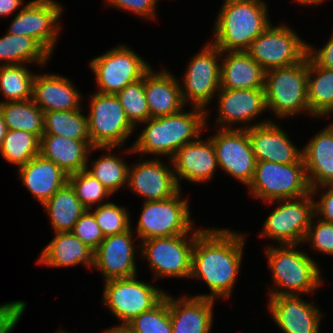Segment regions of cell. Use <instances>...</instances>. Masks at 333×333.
<instances>
[{
    "instance_id": "f1b7e54d",
    "label": "cell",
    "mask_w": 333,
    "mask_h": 333,
    "mask_svg": "<svg viewBox=\"0 0 333 333\" xmlns=\"http://www.w3.org/2000/svg\"><path fill=\"white\" fill-rule=\"evenodd\" d=\"M220 88L264 89L265 70L246 51H223Z\"/></svg>"
},
{
    "instance_id": "ac0fdd59",
    "label": "cell",
    "mask_w": 333,
    "mask_h": 333,
    "mask_svg": "<svg viewBox=\"0 0 333 333\" xmlns=\"http://www.w3.org/2000/svg\"><path fill=\"white\" fill-rule=\"evenodd\" d=\"M133 234L134 232L130 228L121 234L105 236L95 250L94 269L101 271L105 281L129 278L138 274L136 273V258L140 252L136 255L135 251H140V246L134 245Z\"/></svg>"
},
{
    "instance_id": "9a60e30c",
    "label": "cell",
    "mask_w": 333,
    "mask_h": 333,
    "mask_svg": "<svg viewBox=\"0 0 333 333\" xmlns=\"http://www.w3.org/2000/svg\"><path fill=\"white\" fill-rule=\"evenodd\" d=\"M212 139L218 166L228 175L248 187L256 167V157L246 129H221Z\"/></svg>"
},
{
    "instance_id": "d6a6232c",
    "label": "cell",
    "mask_w": 333,
    "mask_h": 333,
    "mask_svg": "<svg viewBox=\"0 0 333 333\" xmlns=\"http://www.w3.org/2000/svg\"><path fill=\"white\" fill-rule=\"evenodd\" d=\"M51 55L32 37L6 33L0 37V65L36 63L45 66Z\"/></svg>"
},
{
    "instance_id": "5b68a950",
    "label": "cell",
    "mask_w": 333,
    "mask_h": 333,
    "mask_svg": "<svg viewBox=\"0 0 333 333\" xmlns=\"http://www.w3.org/2000/svg\"><path fill=\"white\" fill-rule=\"evenodd\" d=\"M194 228L190 235L157 237L138 243L140 254L150 266L154 281L158 278H190L195 238L204 230ZM189 237V238H188ZM188 238V239H187Z\"/></svg>"
},
{
    "instance_id": "f35d334b",
    "label": "cell",
    "mask_w": 333,
    "mask_h": 333,
    "mask_svg": "<svg viewBox=\"0 0 333 333\" xmlns=\"http://www.w3.org/2000/svg\"><path fill=\"white\" fill-rule=\"evenodd\" d=\"M0 154L7 162L20 167L40 154V138L23 130H7Z\"/></svg>"
},
{
    "instance_id": "db71d44e",
    "label": "cell",
    "mask_w": 333,
    "mask_h": 333,
    "mask_svg": "<svg viewBox=\"0 0 333 333\" xmlns=\"http://www.w3.org/2000/svg\"><path fill=\"white\" fill-rule=\"evenodd\" d=\"M300 5H319V4H324L323 2H325L326 0H296Z\"/></svg>"
},
{
    "instance_id": "c3c4849f",
    "label": "cell",
    "mask_w": 333,
    "mask_h": 333,
    "mask_svg": "<svg viewBox=\"0 0 333 333\" xmlns=\"http://www.w3.org/2000/svg\"><path fill=\"white\" fill-rule=\"evenodd\" d=\"M327 189L324 192L319 191ZM317 192L320 193V199L314 200L315 202V217H318L320 220L333 223V188L329 185L318 186L311 188V193L316 196ZM322 194V195H321Z\"/></svg>"
},
{
    "instance_id": "83f0119b",
    "label": "cell",
    "mask_w": 333,
    "mask_h": 333,
    "mask_svg": "<svg viewBox=\"0 0 333 333\" xmlns=\"http://www.w3.org/2000/svg\"><path fill=\"white\" fill-rule=\"evenodd\" d=\"M311 188L333 182V123L321 129L302 149Z\"/></svg>"
},
{
    "instance_id": "f5cc1de1",
    "label": "cell",
    "mask_w": 333,
    "mask_h": 333,
    "mask_svg": "<svg viewBox=\"0 0 333 333\" xmlns=\"http://www.w3.org/2000/svg\"><path fill=\"white\" fill-rule=\"evenodd\" d=\"M6 131H7L6 124L4 122V118L2 116V113L0 112V147H1L2 142L4 140Z\"/></svg>"
},
{
    "instance_id": "2e32d148",
    "label": "cell",
    "mask_w": 333,
    "mask_h": 333,
    "mask_svg": "<svg viewBox=\"0 0 333 333\" xmlns=\"http://www.w3.org/2000/svg\"><path fill=\"white\" fill-rule=\"evenodd\" d=\"M218 100V113L214 127L221 129H234L235 123L243 126L237 129H248L255 125H260L271 121L254 122L260 114L266 112V99L264 89H223L220 88L216 94ZM248 123V124H247ZM233 124V125H232ZM247 124V125H246ZM249 125V126H248Z\"/></svg>"
},
{
    "instance_id": "74e56055",
    "label": "cell",
    "mask_w": 333,
    "mask_h": 333,
    "mask_svg": "<svg viewBox=\"0 0 333 333\" xmlns=\"http://www.w3.org/2000/svg\"><path fill=\"white\" fill-rule=\"evenodd\" d=\"M34 77L25 64L0 65V93L5 102L32 99Z\"/></svg>"
},
{
    "instance_id": "ee69618b",
    "label": "cell",
    "mask_w": 333,
    "mask_h": 333,
    "mask_svg": "<svg viewBox=\"0 0 333 333\" xmlns=\"http://www.w3.org/2000/svg\"><path fill=\"white\" fill-rule=\"evenodd\" d=\"M313 217L304 239V244L309 242L316 252L333 256V223L325 222ZM317 222V223H316Z\"/></svg>"
},
{
    "instance_id": "ffe728a7",
    "label": "cell",
    "mask_w": 333,
    "mask_h": 333,
    "mask_svg": "<svg viewBox=\"0 0 333 333\" xmlns=\"http://www.w3.org/2000/svg\"><path fill=\"white\" fill-rule=\"evenodd\" d=\"M172 161L175 178L181 189L180 180L192 183H206L214 178L218 161L212 139L208 137L205 141L201 136L181 147Z\"/></svg>"
},
{
    "instance_id": "8fae6325",
    "label": "cell",
    "mask_w": 333,
    "mask_h": 333,
    "mask_svg": "<svg viewBox=\"0 0 333 333\" xmlns=\"http://www.w3.org/2000/svg\"><path fill=\"white\" fill-rule=\"evenodd\" d=\"M137 275L129 278L106 280L102 295L103 305L111 314L126 325L134 317L154 307L166 294L156 285L137 280Z\"/></svg>"
},
{
    "instance_id": "5bb4252c",
    "label": "cell",
    "mask_w": 333,
    "mask_h": 333,
    "mask_svg": "<svg viewBox=\"0 0 333 333\" xmlns=\"http://www.w3.org/2000/svg\"><path fill=\"white\" fill-rule=\"evenodd\" d=\"M62 7L54 0H31L14 15L7 33L32 37L52 56L62 29Z\"/></svg>"
},
{
    "instance_id": "11a10c76",
    "label": "cell",
    "mask_w": 333,
    "mask_h": 333,
    "mask_svg": "<svg viewBox=\"0 0 333 333\" xmlns=\"http://www.w3.org/2000/svg\"><path fill=\"white\" fill-rule=\"evenodd\" d=\"M57 333H68V331L62 330V329L60 328V330L57 331Z\"/></svg>"
},
{
    "instance_id": "ab89813d",
    "label": "cell",
    "mask_w": 333,
    "mask_h": 333,
    "mask_svg": "<svg viewBox=\"0 0 333 333\" xmlns=\"http://www.w3.org/2000/svg\"><path fill=\"white\" fill-rule=\"evenodd\" d=\"M126 326L135 333H172L169 294L166 292L154 307L134 317Z\"/></svg>"
},
{
    "instance_id": "3957f363",
    "label": "cell",
    "mask_w": 333,
    "mask_h": 333,
    "mask_svg": "<svg viewBox=\"0 0 333 333\" xmlns=\"http://www.w3.org/2000/svg\"><path fill=\"white\" fill-rule=\"evenodd\" d=\"M298 246H266L264 251L275 284L270 287L269 296L312 294L324 283L318 263Z\"/></svg>"
},
{
    "instance_id": "d4e9b609",
    "label": "cell",
    "mask_w": 333,
    "mask_h": 333,
    "mask_svg": "<svg viewBox=\"0 0 333 333\" xmlns=\"http://www.w3.org/2000/svg\"><path fill=\"white\" fill-rule=\"evenodd\" d=\"M101 147H93L91 141H78L60 135H42L40 155L53 161L67 175L85 170L91 153Z\"/></svg>"
},
{
    "instance_id": "9c48e42d",
    "label": "cell",
    "mask_w": 333,
    "mask_h": 333,
    "mask_svg": "<svg viewBox=\"0 0 333 333\" xmlns=\"http://www.w3.org/2000/svg\"><path fill=\"white\" fill-rule=\"evenodd\" d=\"M88 133L93 147L125 145L135 128L128 121L116 95L95 92L90 95Z\"/></svg>"
},
{
    "instance_id": "bcb514c9",
    "label": "cell",
    "mask_w": 333,
    "mask_h": 333,
    "mask_svg": "<svg viewBox=\"0 0 333 333\" xmlns=\"http://www.w3.org/2000/svg\"><path fill=\"white\" fill-rule=\"evenodd\" d=\"M106 5L112 8L130 12L132 14L144 17L145 19H155L156 0H105Z\"/></svg>"
},
{
    "instance_id": "484cf974",
    "label": "cell",
    "mask_w": 333,
    "mask_h": 333,
    "mask_svg": "<svg viewBox=\"0 0 333 333\" xmlns=\"http://www.w3.org/2000/svg\"><path fill=\"white\" fill-rule=\"evenodd\" d=\"M18 173L25 188L41 205L68 182V175L40 154L18 167Z\"/></svg>"
},
{
    "instance_id": "d6986e66",
    "label": "cell",
    "mask_w": 333,
    "mask_h": 333,
    "mask_svg": "<svg viewBox=\"0 0 333 333\" xmlns=\"http://www.w3.org/2000/svg\"><path fill=\"white\" fill-rule=\"evenodd\" d=\"M267 307L284 333H320V309L301 295L269 296Z\"/></svg>"
},
{
    "instance_id": "f907efd6",
    "label": "cell",
    "mask_w": 333,
    "mask_h": 333,
    "mask_svg": "<svg viewBox=\"0 0 333 333\" xmlns=\"http://www.w3.org/2000/svg\"><path fill=\"white\" fill-rule=\"evenodd\" d=\"M23 0H0V17H8L21 10Z\"/></svg>"
},
{
    "instance_id": "f6af8a7d",
    "label": "cell",
    "mask_w": 333,
    "mask_h": 333,
    "mask_svg": "<svg viewBox=\"0 0 333 333\" xmlns=\"http://www.w3.org/2000/svg\"><path fill=\"white\" fill-rule=\"evenodd\" d=\"M84 244L96 250L104 239L100 226L91 210H85L72 231Z\"/></svg>"
},
{
    "instance_id": "603a6c76",
    "label": "cell",
    "mask_w": 333,
    "mask_h": 333,
    "mask_svg": "<svg viewBox=\"0 0 333 333\" xmlns=\"http://www.w3.org/2000/svg\"><path fill=\"white\" fill-rule=\"evenodd\" d=\"M214 299L169 294L172 333H210L213 324Z\"/></svg>"
},
{
    "instance_id": "60d3db41",
    "label": "cell",
    "mask_w": 333,
    "mask_h": 333,
    "mask_svg": "<svg viewBox=\"0 0 333 333\" xmlns=\"http://www.w3.org/2000/svg\"><path fill=\"white\" fill-rule=\"evenodd\" d=\"M116 96L124 108L128 121L134 128L150 118L148 102L144 91V75L142 79L125 86Z\"/></svg>"
},
{
    "instance_id": "816d5d0a",
    "label": "cell",
    "mask_w": 333,
    "mask_h": 333,
    "mask_svg": "<svg viewBox=\"0 0 333 333\" xmlns=\"http://www.w3.org/2000/svg\"><path fill=\"white\" fill-rule=\"evenodd\" d=\"M104 333H135L126 325H116L114 327L104 330Z\"/></svg>"
},
{
    "instance_id": "f546056e",
    "label": "cell",
    "mask_w": 333,
    "mask_h": 333,
    "mask_svg": "<svg viewBox=\"0 0 333 333\" xmlns=\"http://www.w3.org/2000/svg\"><path fill=\"white\" fill-rule=\"evenodd\" d=\"M208 114V110L192 106V110L189 112L182 109L176 114L168 115L170 160L181 147L201 136L203 130L208 126Z\"/></svg>"
},
{
    "instance_id": "30bf717a",
    "label": "cell",
    "mask_w": 333,
    "mask_h": 333,
    "mask_svg": "<svg viewBox=\"0 0 333 333\" xmlns=\"http://www.w3.org/2000/svg\"><path fill=\"white\" fill-rule=\"evenodd\" d=\"M91 59L89 66L102 94L116 95L125 86L140 79L151 68L133 49L121 44Z\"/></svg>"
},
{
    "instance_id": "cb8c5ba5",
    "label": "cell",
    "mask_w": 333,
    "mask_h": 333,
    "mask_svg": "<svg viewBox=\"0 0 333 333\" xmlns=\"http://www.w3.org/2000/svg\"><path fill=\"white\" fill-rule=\"evenodd\" d=\"M154 72L151 67L144 74V91L148 102L150 118L172 115L185 108L180 81L165 68Z\"/></svg>"
},
{
    "instance_id": "4fadbf2b",
    "label": "cell",
    "mask_w": 333,
    "mask_h": 333,
    "mask_svg": "<svg viewBox=\"0 0 333 333\" xmlns=\"http://www.w3.org/2000/svg\"><path fill=\"white\" fill-rule=\"evenodd\" d=\"M246 52L267 71L301 62L307 56L308 43L286 23L270 24Z\"/></svg>"
},
{
    "instance_id": "ba28073f",
    "label": "cell",
    "mask_w": 333,
    "mask_h": 333,
    "mask_svg": "<svg viewBox=\"0 0 333 333\" xmlns=\"http://www.w3.org/2000/svg\"><path fill=\"white\" fill-rule=\"evenodd\" d=\"M182 190L164 200L145 201L137 223L139 241L157 237L190 234L193 228L189 203Z\"/></svg>"
},
{
    "instance_id": "6da1fadb",
    "label": "cell",
    "mask_w": 333,
    "mask_h": 333,
    "mask_svg": "<svg viewBox=\"0 0 333 333\" xmlns=\"http://www.w3.org/2000/svg\"><path fill=\"white\" fill-rule=\"evenodd\" d=\"M244 245L245 235L228 228H205L195 238L190 278L204 281L210 293L194 296L230 298L243 262Z\"/></svg>"
},
{
    "instance_id": "7c38bea8",
    "label": "cell",
    "mask_w": 333,
    "mask_h": 333,
    "mask_svg": "<svg viewBox=\"0 0 333 333\" xmlns=\"http://www.w3.org/2000/svg\"><path fill=\"white\" fill-rule=\"evenodd\" d=\"M222 51L210 41L191 58L186 67L182 83L181 96L184 104L207 108L220 90V70ZM216 93V94H215ZM190 101V102H189Z\"/></svg>"
},
{
    "instance_id": "1f68e13d",
    "label": "cell",
    "mask_w": 333,
    "mask_h": 333,
    "mask_svg": "<svg viewBox=\"0 0 333 333\" xmlns=\"http://www.w3.org/2000/svg\"><path fill=\"white\" fill-rule=\"evenodd\" d=\"M307 97L311 116L333 114V69L319 66L309 56Z\"/></svg>"
},
{
    "instance_id": "7bdbcfd3",
    "label": "cell",
    "mask_w": 333,
    "mask_h": 333,
    "mask_svg": "<svg viewBox=\"0 0 333 333\" xmlns=\"http://www.w3.org/2000/svg\"><path fill=\"white\" fill-rule=\"evenodd\" d=\"M94 214L97 224L100 226L102 234L105 236L121 234L131 228L130 213L125 207H121L113 202H107L95 209H90Z\"/></svg>"
},
{
    "instance_id": "44dd1931",
    "label": "cell",
    "mask_w": 333,
    "mask_h": 333,
    "mask_svg": "<svg viewBox=\"0 0 333 333\" xmlns=\"http://www.w3.org/2000/svg\"><path fill=\"white\" fill-rule=\"evenodd\" d=\"M257 161H270L280 164L298 163L302 149H298L289 139L285 130L274 121L255 125L246 129Z\"/></svg>"
},
{
    "instance_id": "277c9868",
    "label": "cell",
    "mask_w": 333,
    "mask_h": 333,
    "mask_svg": "<svg viewBox=\"0 0 333 333\" xmlns=\"http://www.w3.org/2000/svg\"><path fill=\"white\" fill-rule=\"evenodd\" d=\"M308 55L299 63L265 71L267 110L276 118L310 114L307 97Z\"/></svg>"
},
{
    "instance_id": "e0dca14e",
    "label": "cell",
    "mask_w": 333,
    "mask_h": 333,
    "mask_svg": "<svg viewBox=\"0 0 333 333\" xmlns=\"http://www.w3.org/2000/svg\"><path fill=\"white\" fill-rule=\"evenodd\" d=\"M158 158L143 161V157H140L141 161L129 167L127 189H131L145 201L164 200L180 190L171 168L172 161L168 166Z\"/></svg>"
},
{
    "instance_id": "9f6ffc18",
    "label": "cell",
    "mask_w": 333,
    "mask_h": 333,
    "mask_svg": "<svg viewBox=\"0 0 333 333\" xmlns=\"http://www.w3.org/2000/svg\"><path fill=\"white\" fill-rule=\"evenodd\" d=\"M331 188H333V182L332 183H330V185H329Z\"/></svg>"
},
{
    "instance_id": "4dcf8cb0",
    "label": "cell",
    "mask_w": 333,
    "mask_h": 333,
    "mask_svg": "<svg viewBox=\"0 0 333 333\" xmlns=\"http://www.w3.org/2000/svg\"><path fill=\"white\" fill-rule=\"evenodd\" d=\"M42 206L48 213L54 233L71 232L86 210L69 182L55 192Z\"/></svg>"
},
{
    "instance_id": "4316f807",
    "label": "cell",
    "mask_w": 333,
    "mask_h": 333,
    "mask_svg": "<svg viewBox=\"0 0 333 333\" xmlns=\"http://www.w3.org/2000/svg\"><path fill=\"white\" fill-rule=\"evenodd\" d=\"M55 237L47 244L36 264L47 267H68L76 265L95 268V250L84 244L72 232L54 233Z\"/></svg>"
},
{
    "instance_id": "8d00e7d4",
    "label": "cell",
    "mask_w": 333,
    "mask_h": 333,
    "mask_svg": "<svg viewBox=\"0 0 333 333\" xmlns=\"http://www.w3.org/2000/svg\"><path fill=\"white\" fill-rule=\"evenodd\" d=\"M82 108L72 111L44 112L43 135H60L78 141H91L88 133L87 115Z\"/></svg>"
},
{
    "instance_id": "52a82bcc",
    "label": "cell",
    "mask_w": 333,
    "mask_h": 333,
    "mask_svg": "<svg viewBox=\"0 0 333 333\" xmlns=\"http://www.w3.org/2000/svg\"><path fill=\"white\" fill-rule=\"evenodd\" d=\"M314 195L265 202L276 206L266 218L260 237L274 240L278 245H302L315 216Z\"/></svg>"
},
{
    "instance_id": "836d02e7",
    "label": "cell",
    "mask_w": 333,
    "mask_h": 333,
    "mask_svg": "<svg viewBox=\"0 0 333 333\" xmlns=\"http://www.w3.org/2000/svg\"><path fill=\"white\" fill-rule=\"evenodd\" d=\"M0 112L7 130H23L37 135L44 133V112L32 99L24 101H0Z\"/></svg>"
},
{
    "instance_id": "8992f818",
    "label": "cell",
    "mask_w": 333,
    "mask_h": 333,
    "mask_svg": "<svg viewBox=\"0 0 333 333\" xmlns=\"http://www.w3.org/2000/svg\"><path fill=\"white\" fill-rule=\"evenodd\" d=\"M248 188L251 196L264 202L298 198L311 193L303 159L291 164L257 161Z\"/></svg>"
},
{
    "instance_id": "b9f144b4",
    "label": "cell",
    "mask_w": 333,
    "mask_h": 333,
    "mask_svg": "<svg viewBox=\"0 0 333 333\" xmlns=\"http://www.w3.org/2000/svg\"><path fill=\"white\" fill-rule=\"evenodd\" d=\"M68 182L86 210L92 209L94 205L97 207L107 203L104 200L112 196L109 190L86 170L68 175Z\"/></svg>"
},
{
    "instance_id": "7a4b0ae2",
    "label": "cell",
    "mask_w": 333,
    "mask_h": 333,
    "mask_svg": "<svg viewBox=\"0 0 333 333\" xmlns=\"http://www.w3.org/2000/svg\"><path fill=\"white\" fill-rule=\"evenodd\" d=\"M264 0H224L210 42L223 51H246L269 25Z\"/></svg>"
},
{
    "instance_id": "d590c367",
    "label": "cell",
    "mask_w": 333,
    "mask_h": 333,
    "mask_svg": "<svg viewBox=\"0 0 333 333\" xmlns=\"http://www.w3.org/2000/svg\"><path fill=\"white\" fill-rule=\"evenodd\" d=\"M147 125L136 141L127 148L126 153L143 155L167 156L169 159L168 115L149 118L143 123Z\"/></svg>"
},
{
    "instance_id": "681fc988",
    "label": "cell",
    "mask_w": 333,
    "mask_h": 333,
    "mask_svg": "<svg viewBox=\"0 0 333 333\" xmlns=\"http://www.w3.org/2000/svg\"><path fill=\"white\" fill-rule=\"evenodd\" d=\"M313 45L308 44L307 55L319 66L333 69V33L329 40L322 46L321 49L317 50Z\"/></svg>"
},
{
    "instance_id": "7402d4cb",
    "label": "cell",
    "mask_w": 333,
    "mask_h": 333,
    "mask_svg": "<svg viewBox=\"0 0 333 333\" xmlns=\"http://www.w3.org/2000/svg\"><path fill=\"white\" fill-rule=\"evenodd\" d=\"M81 93L60 74L39 73L33 80L32 100L43 111H72L83 108Z\"/></svg>"
},
{
    "instance_id": "7dc6e473",
    "label": "cell",
    "mask_w": 333,
    "mask_h": 333,
    "mask_svg": "<svg viewBox=\"0 0 333 333\" xmlns=\"http://www.w3.org/2000/svg\"><path fill=\"white\" fill-rule=\"evenodd\" d=\"M27 304L25 301H11L0 305V333H10L20 321Z\"/></svg>"
},
{
    "instance_id": "e575fe53",
    "label": "cell",
    "mask_w": 333,
    "mask_h": 333,
    "mask_svg": "<svg viewBox=\"0 0 333 333\" xmlns=\"http://www.w3.org/2000/svg\"><path fill=\"white\" fill-rule=\"evenodd\" d=\"M101 149V151L107 149L108 154L101 155L91 163V166L87 165L85 170L98 179L113 195L120 188L127 187L130 166L123 157L111 152L115 147H101Z\"/></svg>"
}]
</instances>
